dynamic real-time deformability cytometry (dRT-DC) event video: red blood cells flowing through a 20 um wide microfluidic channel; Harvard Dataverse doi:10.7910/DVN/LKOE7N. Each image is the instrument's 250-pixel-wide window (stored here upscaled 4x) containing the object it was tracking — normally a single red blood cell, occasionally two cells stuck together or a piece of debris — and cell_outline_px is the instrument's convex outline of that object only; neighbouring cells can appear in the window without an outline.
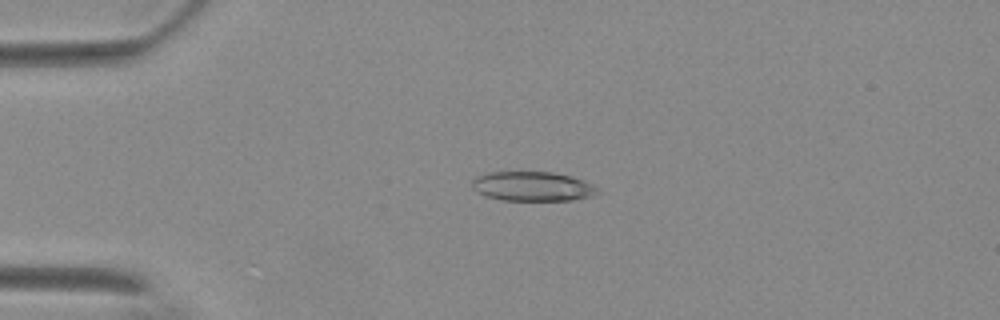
{"species": "Egyptian fruit bat (a non-hibernating species)", "species_latin": "Rousettus aegyptiacus", "temperature_condition": "warm", "stored_images_in_passage": 51, "camera_frame_rate_fps": 3000, "um_per_image_px": 0.085, "animal": {"sex": "female"}, "frame": {"image": 1, "passage_image": 9, "time_ms": 2.667, "image_size_px": [1000, 320], "cell_outline_px": [[600, 192], [592, 196], [572, 200], [500, 200], [484, 196], [476, 192], [472, 188], [472, 180], [476, 176], [492, 172], [552, 172], [572, 176], [584, 180], [592, 184]], "centroid_in_image_um": [45.25, 15.84], "position_along_channel_um": 39.8, "area_um2": 21.68}}
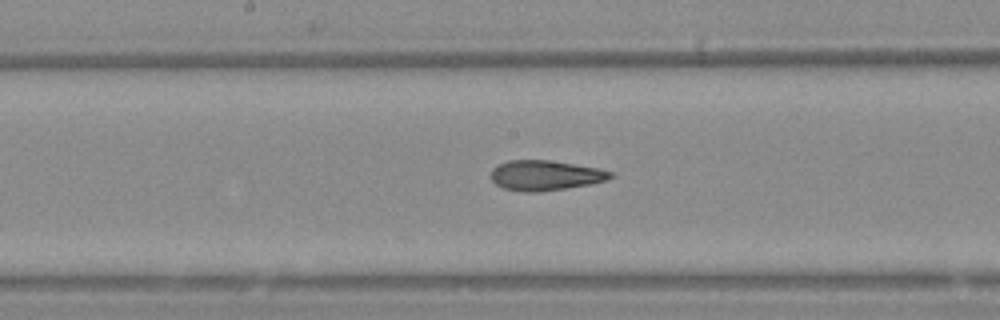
{"frame": {"image": 2, "passage_image": 25, "time_ms": 8.0, "image_size_px": [1000, 320], "cell_outline_px": [[612, 176], [604, 180], [588, 184], [540, 192], [524, 192], [504, 188], [496, 184], [492, 180], [492, 168], [496, 164], [508, 160], [548, 160], [596, 168], [612, 172]], "centroid_in_image_um": [46.27, 14.9], "position_along_channel_um": 201.9, "area_um2": 20.58}}
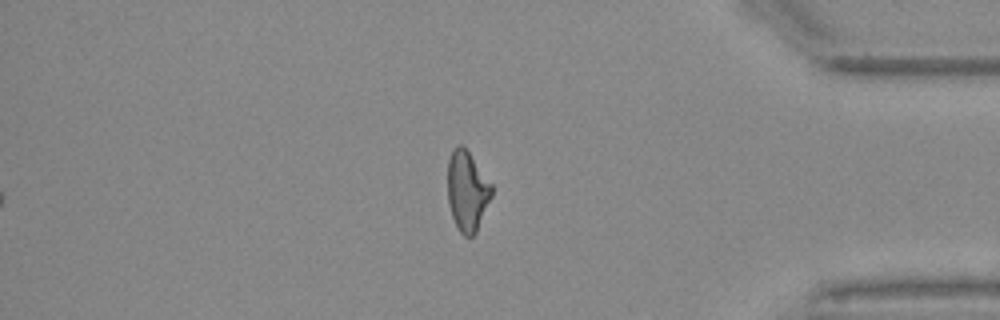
{"frame": {"image": 3, "passage_image": 43, "time_ms": 14.0, "image_size_px": [1000, 320], "cell_outline_px": [[492, 196], [476, 232], [472, 236], [464, 236], [460, 232], [452, 216], [448, 204], [448, 160], [456, 144], [460, 144], [468, 152], [492, 184]], "centroid_in_image_um": [39.71, 16.25], "position_along_channel_um": 395.5, "area_um2": 20.29}, "authors_computed_cell_mechanics": {"area_um2": 21.2126, "velocity_mm_per_s": 3.6792, "shape_relaxation_time_tau1_ms": null, "shape_relaxation_time_tau2_ms": 1.8668, "deformation_change_tau1": null, "deformation_change_tau2": 0.1067}}